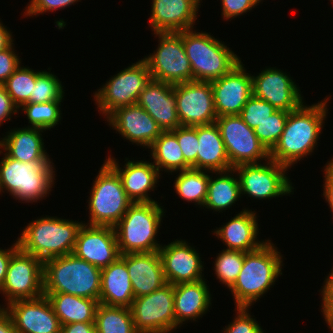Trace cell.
<instances>
[{"instance_id":"obj_39","label":"cell","mask_w":333,"mask_h":333,"mask_svg":"<svg viewBox=\"0 0 333 333\" xmlns=\"http://www.w3.org/2000/svg\"><path fill=\"white\" fill-rule=\"evenodd\" d=\"M64 86L55 74L50 71H42L37 75L33 94H30L31 103H46L50 101H62Z\"/></svg>"},{"instance_id":"obj_23","label":"cell","mask_w":333,"mask_h":333,"mask_svg":"<svg viewBox=\"0 0 333 333\" xmlns=\"http://www.w3.org/2000/svg\"><path fill=\"white\" fill-rule=\"evenodd\" d=\"M202 0H152L149 25L154 32L194 29Z\"/></svg>"},{"instance_id":"obj_33","label":"cell","mask_w":333,"mask_h":333,"mask_svg":"<svg viewBox=\"0 0 333 333\" xmlns=\"http://www.w3.org/2000/svg\"><path fill=\"white\" fill-rule=\"evenodd\" d=\"M148 149L152 163L159 172L164 170L173 174L191 168L184 159L177 137L171 131H163Z\"/></svg>"},{"instance_id":"obj_50","label":"cell","mask_w":333,"mask_h":333,"mask_svg":"<svg viewBox=\"0 0 333 333\" xmlns=\"http://www.w3.org/2000/svg\"><path fill=\"white\" fill-rule=\"evenodd\" d=\"M18 249H19V244L17 240L14 244H12V246L9 249L0 248V289L4 284L10 259Z\"/></svg>"},{"instance_id":"obj_45","label":"cell","mask_w":333,"mask_h":333,"mask_svg":"<svg viewBox=\"0 0 333 333\" xmlns=\"http://www.w3.org/2000/svg\"><path fill=\"white\" fill-rule=\"evenodd\" d=\"M222 6V17L224 20L239 17L242 14L249 12L255 6L259 5L258 0H220Z\"/></svg>"},{"instance_id":"obj_35","label":"cell","mask_w":333,"mask_h":333,"mask_svg":"<svg viewBox=\"0 0 333 333\" xmlns=\"http://www.w3.org/2000/svg\"><path fill=\"white\" fill-rule=\"evenodd\" d=\"M97 333H138L130 308L99 303L95 313Z\"/></svg>"},{"instance_id":"obj_3","label":"cell","mask_w":333,"mask_h":333,"mask_svg":"<svg viewBox=\"0 0 333 333\" xmlns=\"http://www.w3.org/2000/svg\"><path fill=\"white\" fill-rule=\"evenodd\" d=\"M83 221L40 217L25 226L17 237L19 248L42 262L71 254Z\"/></svg>"},{"instance_id":"obj_31","label":"cell","mask_w":333,"mask_h":333,"mask_svg":"<svg viewBox=\"0 0 333 333\" xmlns=\"http://www.w3.org/2000/svg\"><path fill=\"white\" fill-rule=\"evenodd\" d=\"M49 299L61 325L85 322L95 323V313L99 302L67 293H44Z\"/></svg>"},{"instance_id":"obj_30","label":"cell","mask_w":333,"mask_h":333,"mask_svg":"<svg viewBox=\"0 0 333 333\" xmlns=\"http://www.w3.org/2000/svg\"><path fill=\"white\" fill-rule=\"evenodd\" d=\"M198 150L196 156V169L211 172L227 171L233 167L216 123L197 125Z\"/></svg>"},{"instance_id":"obj_28","label":"cell","mask_w":333,"mask_h":333,"mask_svg":"<svg viewBox=\"0 0 333 333\" xmlns=\"http://www.w3.org/2000/svg\"><path fill=\"white\" fill-rule=\"evenodd\" d=\"M205 280L174 285L176 329L188 320L197 321L209 311L212 298Z\"/></svg>"},{"instance_id":"obj_34","label":"cell","mask_w":333,"mask_h":333,"mask_svg":"<svg viewBox=\"0 0 333 333\" xmlns=\"http://www.w3.org/2000/svg\"><path fill=\"white\" fill-rule=\"evenodd\" d=\"M211 171L196 168H188L179 171L174 180V190L184 201L194 202L195 205L202 207L205 204L209 174Z\"/></svg>"},{"instance_id":"obj_20","label":"cell","mask_w":333,"mask_h":333,"mask_svg":"<svg viewBox=\"0 0 333 333\" xmlns=\"http://www.w3.org/2000/svg\"><path fill=\"white\" fill-rule=\"evenodd\" d=\"M167 283L197 282L204 278L201 255L185 240H175L159 249Z\"/></svg>"},{"instance_id":"obj_48","label":"cell","mask_w":333,"mask_h":333,"mask_svg":"<svg viewBox=\"0 0 333 333\" xmlns=\"http://www.w3.org/2000/svg\"><path fill=\"white\" fill-rule=\"evenodd\" d=\"M325 174L323 177L324 179V185H323V196L325 198V201L328 202L329 208L331 209V212L333 213V162L332 160L328 161L324 166Z\"/></svg>"},{"instance_id":"obj_11","label":"cell","mask_w":333,"mask_h":333,"mask_svg":"<svg viewBox=\"0 0 333 333\" xmlns=\"http://www.w3.org/2000/svg\"><path fill=\"white\" fill-rule=\"evenodd\" d=\"M233 169L238 174L242 195L269 200L293 193L294 187L286 175L289 168L270 158L263 164H240Z\"/></svg>"},{"instance_id":"obj_51","label":"cell","mask_w":333,"mask_h":333,"mask_svg":"<svg viewBox=\"0 0 333 333\" xmlns=\"http://www.w3.org/2000/svg\"><path fill=\"white\" fill-rule=\"evenodd\" d=\"M60 333H97L95 323L77 322L61 325Z\"/></svg>"},{"instance_id":"obj_9","label":"cell","mask_w":333,"mask_h":333,"mask_svg":"<svg viewBox=\"0 0 333 333\" xmlns=\"http://www.w3.org/2000/svg\"><path fill=\"white\" fill-rule=\"evenodd\" d=\"M158 37V47L151 55L145 56L151 79L169 84L193 81L190 61L186 55L182 31L154 32Z\"/></svg>"},{"instance_id":"obj_40","label":"cell","mask_w":333,"mask_h":333,"mask_svg":"<svg viewBox=\"0 0 333 333\" xmlns=\"http://www.w3.org/2000/svg\"><path fill=\"white\" fill-rule=\"evenodd\" d=\"M288 111L277 110L268 119L254 128L259 141L270 151L278 142L285 128Z\"/></svg>"},{"instance_id":"obj_52","label":"cell","mask_w":333,"mask_h":333,"mask_svg":"<svg viewBox=\"0 0 333 333\" xmlns=\"http://www.w3.org/2000/svg\"><path fill=\"white\" fill-rule=\"evenodd\" d=\"M0 333H17L12 318L5 306L0 305Z\"/></svg>"},{"instance_id":"obj_15","label":"cell","mask_w":333,"mask_h":333,"mask_svg":"<svg viewBox=\"0 0 333 333\" xmlns=\"http://www.w3.org/2000/svg\"><path fill=\"white\" fill-rule=\"evenodd\" d=\"M177 115L181 126L208 125L216 122L210 82L189 81L173 85Z\"/></svg>"},{"instance_id":"obj_2","label":"cell","mask_w":333,"mask_h":333,"mask_svg":"<svg viewBox=\"0 0 333 333\" xmlns=\"http://www.w3.org/2000/svg\"><path fill=\"white\" fill-rule=\"evenodd\" d=\"M271 240L258 249L246 252L241 271L229 288L237 307L251 308L282 275L283 256Z\"/></svg>"},{"instance_id":"obj_47","label":"cell","mask_w":333,"mask_h":333,"mask_svg":"<svg viewBox=\"0 0 333 333\" xmlns=\"http://www.w3.org/2000/svg\"><path fill=\"white\" fill-rule=\"evenodd\" d=\"M18 112L19 108L13 103L4 86L0 85V126L3 121L12 120L11 116Z\"/></svg>"},{"instance_id":"obj_17","label":"cell","mask_w":333,"mask_h":333,"mask_svg":"<svg viewBox=\"0 0 333 333\" xmlns=\"http://www.w3.org/2000/svg\"><path fill=\"white\" fill-rule=\"evenodd\" d=\"M243 65L240 61L226 75L210 82L218 117L239 115L253 95L252 74Z\"/></svg>"},{"instance_id":"obj_26","label":"cell","mask_w":333,"mask_h":333,"mask_svg":"<svg viewBox=\"0 0 333 333\" xmlns=\"http://www.w3.org/2000/svg\"><path fill=\"white\" fill-rule=\"evenodd\" d=\"M259 230L256 211L245 208L222 227L214 229L213 233L226 245V249L246 253L266 242L257 239Z\"/></svg>"},{"instance_id":"obj_13","label":"cell","mask_w":333,"mask_h":333,"mask_svg":"<svg viewBox=\"0 0 333 333\" xmlns=\"http://www.w3.org/2000/svg\"><path fill=\"white\" fill-rule=\"evenodd\" d=\"M8 305L16 300L44 295L43 262L20 248L12 255L4 284L0 289Z\"/></svg>"},{"instance_id":"obj_12","label":"cell","mask_w":333,"mask_h":333,"mask_svg":"<svg viewBox=\"0 0 333 333\" xmlns=\"http://www.w3.org/2000/svg\"><path fill=\"white\" fill-rule=\"evenodd\" d=\"M130 310L138 333H172L176 329L174 285L166 283L148 295L135 298Z\"/></svg>"},{"instance_id":"obj_53","label":"cell","mask_w":333,"mask_h":333,"mask_svg":"<svg viewBox=\"0 0 333 333\" xmlns=\"http://www.w3.org/2000/svg\"><path fill=\"white\" fill-rule=\"evenodd\" d=\"M13 41L12 32L0 21V51L10 47L13 44Z\"/></svg>"},{"instance_id":"obj_38","label":"cell","mask_w":333,"mask_h":333,"mask_svg":"<svg viewBox=\"0 0 333 333\" xmlns=\"http://www.w3.org/2000/svg\"><path fill=\"white\" fill-rule=\"evenodd\" d=\"M245 252L223 249L214 262V274L229 289L236 281L244 263Z\"/></svg>"},{"instance_id":"obj_19","label":"cell","mask_w":333,"mask_h":333,"mask_svg":"<svg viewBox=\"0 0 333 333\" xmlns=\"http://www.w3.org/2000/svg\"><path fill=\"white\" fill-rule=\"evenodd\" d=\"M72 253L101 269L109 266L120 257L114 227L83 224Z\"/></svg>"},{"instance_id":"obj_16","label":"cell","mask_w":333,"mask_h":333,"mask_svg":"<svg viewBox=\"0 0 333 333\" xmlns=\"http://www.w3.org/2000/svg\"><path fill=\"white\" fill-rule=\"evenodd\" d=\"M276 67H265L258 75H252L253 95L263 99L277 110L292 111L303 103L300 87L293 78Z\"/></svg>"},{"instance_id":"obj_5","label":"cell","mask_w":333,"mask_h":333,"mask_svg":"<svg viewBox=\"0 0 333 333\" xmlns=\"http://www.w3.org/2000/svg\"><path fill=\"white\" fill-rule=\"evenodd\" d=\"M0 160V193L9 195L22 203H33L47 197L54 186L53 161L21 162L6 153ZM4 190V191H3Z\"/></svg>"},{"instance_id":"obj_4","label":"cell","mask_w":333,"mask_h":333,"mask_svg":"<svg viewBox=\"0 0 333 333\" xmlns=\"http://www.w3.org/2000/svg\"><path fill=\"white\" fill-rule=\"evenodd\" d=\"M44 293H67L99 302L101 268L73 253L43 262Z\"/></svg>"},{"instance_id":"obj_1","label":"cell","mask_w":333,"mask_h":333,"mask_svg":"<svg viewBox=\"0 0 333 333\" xmlns=\"http://www.w3.org/2000/svg\"><path fill=\"white\" fill-rule=\"evenodd\" d=\"M330 97L311 106L303 102L297 109L288 113L285 128L269 157L289 169L302 158L311 155L322 134L324 120L327 118V103Z\"/></svg>"},{"instance_id":"obj_41","label":"cell","mask_w":333,"mask_h":333,"mask_svg":"<svg viewBox=\"0 0 333 333\" xmlns=\"http://www.w3.org/2000/svg\"><path fill=\"white\" fill-rule=\"evenodd\" d=\"M277 109L267 101L252 95L244 105L239 116L252 129L268 119Z\"/></svg>"},{"instance_id":"obj_32","label":"cell","mask_w":333,"mask_h":333,"mask_svg":"<svg viewBox=\"0 0 333 333\" xmlns=\"http://www.w3.org/2000/svg\"><path fill=\"white\" fill-rule=\"evenodd\" d=\"M212 173L219 175L217 178L209 175L208 191L203 207L220 213L230 209L241 198L240 182L238 174L233 168ZM233 174H237V176Z\"/></svg>"},{"instance_id":"obj_6","label":"cell","mask_w":333,"mask_h":333,"mask_svg":"<svg viewBox=\"0 0 333 333\" xmlns=\"http://www.w3.org/2000/svg\"><path fill=\"white\" fill-rule=\"evenodd\" d=\"M165 212L158 202L132 203L114 226L120 254L159 251L156 236Z\"/></svg>"},{"instance_id":"obj_49","label":"cell","mask_w":333,"mask_h":333,"mask_svg":"<svg viewBox=\"0 0 333 333\" xmlns=\"http://www.w3.org/2000/svg\"><path fill=\"white\" fill-rule=\"evenodd\" d=\"M329 275L324 280V285L321 286V312L323 315L333 306V268L330 270Z\"/></svg>"},{"instance_id":"obj_43","label":"cell","mask_w":333,"mask_h":333,"mask_svg":"<svg viewBox=\"0 0 333 333\" xmlns=\"http://www.w3.org/2000/svg\"><path fill=\"white\" fill-rule=\"evenodd\" d=\"M236 316L223 330V333H264L262 327L249 313L247 307L235 308Z\"/></svg>"},{"instance_id":"obj_7","label":"cell","mask_w":333,"mask_h":333,"mask_svg":"<svg viewBox=\"0 0 333 333\" xmlns=\"http://www.w3.org/2000/svg\"><path fill=\"white\" fill-rule=\"evenodd\" d=\"M182 39L194 81L212 82L226 75L241 61L224 41L217 40L206 31L185 30L182 31Z\"/></svg>"},{"instance_id":"obj_42","label":"cell","mask_w":333,"mask_h":333,"mask_svg":"<svg viewBox=\"0 0 333 333\" xmlns=\"http://www.w3.org/2000/svg\"><path fill=\"white\" fill-rule=\"evenodd\" d=\"M178 140L185 161L196 168V156L198 150L197 126H180L171 131Z\"/></svg>"},{"instance_id":"obj_18","label":"cell","mask_w":333,"mask_h":333,"mask_svg":"<svg viewBox=\"0 0 333 333\" xmlns=\"http://www.w3.org/2000/svg\"><path fill=\"white\" fill-rule=\"evenodd\" d=\"M5 306L17 333H60L61 331L59 318L45 295L36 299L16 300Z\"/></svg>"},{"instance_id":"obj_54","label":"cell","mask_w":333,"mask_h":333,"mask_svg":"<svg viewBox=\"0 0 333 333\" xmlns=\"http://www.w3.org/2000/svg\"><path fill=\"white\" fill-rule=\"evenodd\" d=\"M328 329L333 333V306L323 315Z\"/></svg>"},{"instance_id":"obj_14","label":"cell","mask_w":333,"mask_h":333,"mask_svg":"<svg viewBox=\"0 0 333 333\" xmlns=\"http://www.w3.org/2000/svg\"><path fill=\"white\" fill-rule=\"evenodd\" d=\"M220 130L230 165L263 163L269 151L259 141L254 129L250 128L239 115L217 117L215 122ZM262 160V161H261Z\"/></svg>"},{"instance_id":"obj_25","label":"cell","mask_w":333,"mask_h":333,"mask_svg":"<svg viewBox=\"0 0 333 333\" xmlns=\"http://www.w3.org/2000/svg\"><path fill=\"white\" fill-rule=\"evenodd\" d=\"M126 267L135 298L148 295L167 283L159 251L126 253Z\"/></svg>"},{"instance_id":"obj_27","label":"cell","mask_w":333,"mask_h":333,"mask_svg":"<svg viewBox=\"0 0 333 333\" xmlns=\"http://www.w3.org/2000/svg\"><path fill=\"white\" fill-rule=\"evenodd\" d=\"M99 303L130 308L135 299L126 267V254H120L109 266L101 269Z\"/></svg>"},{"instance_id":"obj_10","label":"cell","mask_w":333,"mask_h":333,"mask_svg":"<svg viewBox=\"0 0 333 333\" xmlns=\"http://www.w3.org/2000/svg\"><path fill=\"white\" fill-rule=\"evenodd\" d=\"M150 79L148 66L143 59L124 68L93 93L98 112L107 117L116 108L136 104L140 92Z\"/></svg>"},{"instance_id":"obj_36","label":"cell","mask_w":333,"mask_h":333,"mask_svg":"<svg viewBox=\"0 0 333 333\" xmlns=\"http://www.w3.org/2000/svg\"><path fill=\"white\" fill-rule=\"evenodd\" d=\"M61 102L50 101L46 103H25L19 110L23 111L31 125L28 127L50 130L61 120Z\"/></svg>"},{"instance_id":"obj_29","label":"cell","mask_w":333,"mask_h":333,"mask_svg":"<svg viewBox=\"0 0 333 333\" xmlns=\"http://www.w3.org/2000/svg\"><path fill=\"white\" fill-rule=\"evenodd\" d=\"M42 132L45 130L32 127L11 129L0 138V154L4 151L21 162L52 161L44 148Z\"/></svg>"},{"instance_id":"obj_21","label":"cell","mask_w":333,"mask_h":333,"mask_svg":"<svg viewBox=\"0 0 333 333\" xmlns=\"http://www.w3.org/2000/svg\"><path fill=\"white\" fill-rule=\"evenodd\" d=\"M105 119L116 133L132 144L145 148H149L163 132L157 122L137 104L116 108Z\"/></svg>"},{"instance_id":"obj_22","label":"cell","mask_w":333,"mask_h":333,"mask_svg":"<svg viewBox=\"0 0 333 333\" xmlns=\"http://www.w3.org/2000/svg\"><path fill=\"white\" fill-rule=\"evenodd\" d=\"M113 156H108L105 160L120 176L123 188L128 198L133 203L139 202H157L149 197V192L159 183L161 173L157 167L150 161L137 160L127 161L124 167H120L119 162Z\"/></svg>"},{"instance_id":"obj_37","label":"cell","mask_w":333,"mask_h":333,"mask_svg":"<svg viewBox=\"0 0 333 333\" xmlns=\"http://www.w3.org/2000/svg\"><path fill=\"white\" fill-rule=\"evenodd\" d=\"M41 71L20 65L3 84L13 103L20 108L25 103H30V94H33V85Z\"/></svg>"},{"instance_id":"obj_44","label":"cell","mask_w":333,"mask_h":333,"mask_svg":"<svg viewBox=\"0 0 333 333\" xmlns=\"http://www.w3.org/2000/svg\"><path fill=\"white\" fill-rule=\"evenodd\" d=\"M76 2H79V0H31L30 4L25 8V12H23L25 15L23 16H38L46 12L70 7Z\"/></svg>"},{"instance_id":"obj_8","label":"cell","mask_w":333,"mask_h":333,"mask_svg":"<svg viewBox=\"0 0 333 333\" xmlns=\"http://www.w3.org/2000/svg\"><path fill=\"white\" fill-rule=\"evenodd\" d=\"M93 182L88 202L86 225L114 227L133 203L127 196L120 176L104 161Z\"/></svg>"},{"instance_id":"obj_46","label":"cell","mask_w":333,"mask_h":333,"mask_svg":"<svg viewBox=\"0 0 333 333\" xmlns=\"http://www.w3.org/2000/svg\"><path fill=\"white\" fill-rule=\"evenodd\" d=\"M14 43L3 51H0V85L12 75L21 64V58L13 48Z\"/></svg>"},{"instance_id":"obj_24","label":"cell","mask_w":333,"mask_h":333,"mask_svg":"<svg viewBox=\"0 0 333 333\" xmlns=\"http://www.w3.org/2000/svg\"><path fill=\"white\" fill-rule=\"evenodd\" d=\"M136 104L157 122L162 131H172L181 126L172 84L150 79Z\"/></svg>"}]
</instances>
